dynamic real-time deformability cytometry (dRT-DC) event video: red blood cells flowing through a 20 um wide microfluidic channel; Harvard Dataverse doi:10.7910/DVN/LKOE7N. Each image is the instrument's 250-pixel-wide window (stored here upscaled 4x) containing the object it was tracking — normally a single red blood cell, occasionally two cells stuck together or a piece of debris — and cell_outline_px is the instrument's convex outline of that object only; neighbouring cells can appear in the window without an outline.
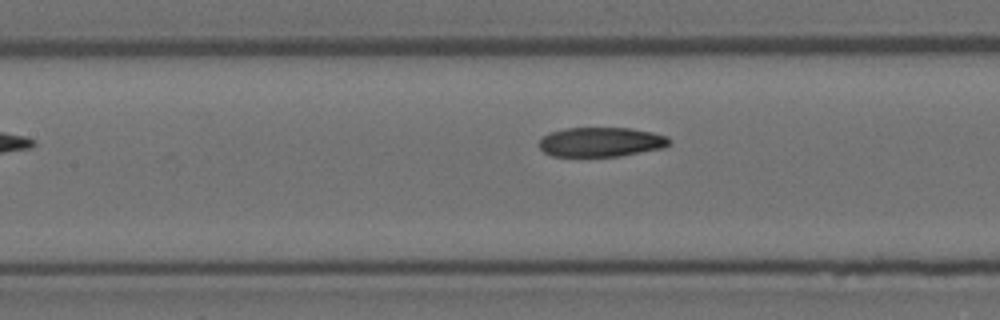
{"species": "Egyptian fruit bat (a non-hibernating species)", "species_latin": "Rousettus aegyptiacus", "temperature_condition": "room temperature", "stored_images_in_passage": 5, "camera_frame_rate_fps": 3000, "um_per_image_px": 0.085, "animal": {"sex": "female"}, "frame": {"image": 1, "passage_image": 5, "time_ms": 1.333, "image_size_px": [1000, 320], "cell_outline_px": [[672, 140], [664, 148], [620, 156], [552, 156], [544, 152], [540, 148], [540, 140], [544, 136], [552, 132], [568, 128], [632, 128], [652, 132], [668, 136]], "centroid_in_image_um": [51.14, 12.07], "position_along_channel_um": 156.3, "area_um2": 22.31}}